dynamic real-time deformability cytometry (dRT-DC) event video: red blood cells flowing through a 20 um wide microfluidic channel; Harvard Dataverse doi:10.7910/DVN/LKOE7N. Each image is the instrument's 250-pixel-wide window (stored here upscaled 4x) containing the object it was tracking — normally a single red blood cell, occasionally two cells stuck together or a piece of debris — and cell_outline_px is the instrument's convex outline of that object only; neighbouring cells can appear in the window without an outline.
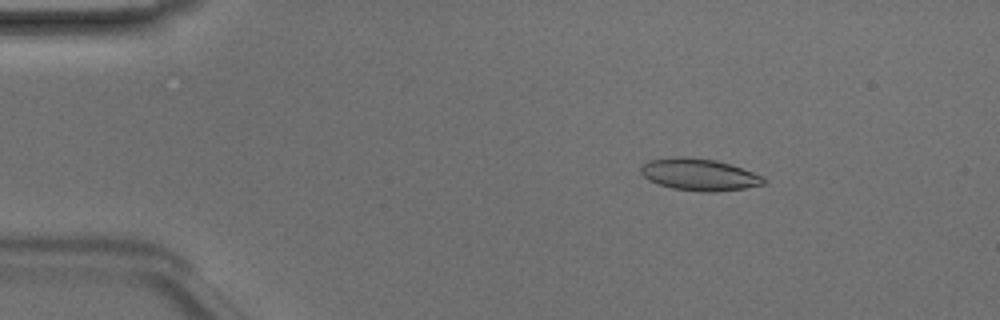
{"species": "Egyptian fruit bat (a non-hibernating species)", "species_latin": "Rousettus aegyptiacus", "temperature_condition": "room temperature", "stored_images_in_passage": 48, "camera_frame_rate_fps": 3000, "um_per_image_px": 0.085, "animal": {"sex": "male"}, "frame": {"image": 1, "passage_image": 8, "time_ms": 2.333, "image_size_px": [1000, 320], "cell_outline_px": [[764, 184], [744, 188], [716, 192], [704, 192], [672, 188], [648, 180], [640, 172], [640, 168], [648, 160], [672, 156], [688, 156], [716, 160], [764, 176]], "centroid_in_image_um": [59.39, 14.83], "position_along_channel_um": 25.6, "area_um2": 22.83}}
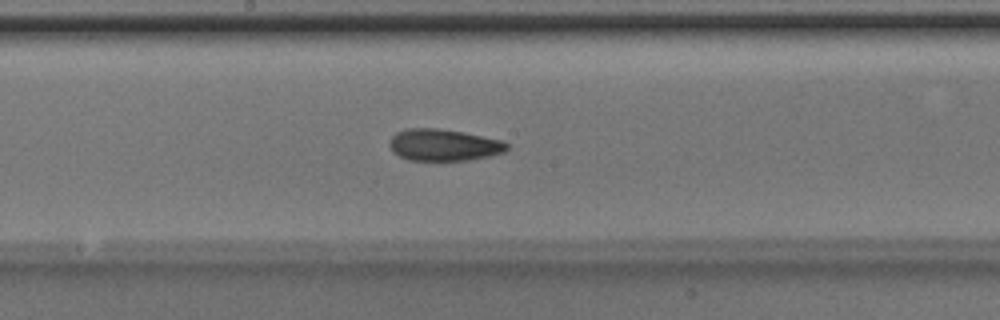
{"frame": {"image": 2, "passage_image": 26, "time_ms": 8.333, "image_size_px": [1000, 320], "cell_outline_px": [[508, 148], [504, 152], [488, 156], [468, 160], [408, 160], [392, 152], [388, 144], [392, 136], [396, 132], [404, 128], [436, 128], [464, 132], [500, 140], [508, 144]], "centroid_in_image_um": [37.66, 12.31], "position_along_channel_um": 210.5, "area_um2": 21.73}}
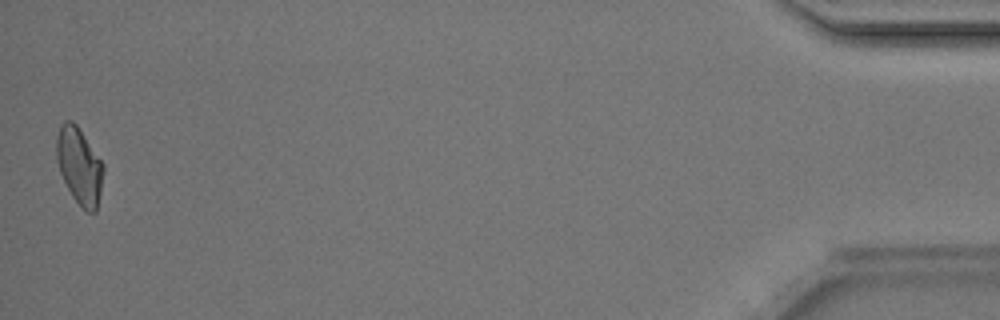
{"frame": {"image": 3, "passage_image": 48, "time_ms": 15.667, "image_size_px": [1000, 320], "cell_outline_px": [[104, 172], [96, 212], [88, 212], [72, 196], [60, 172], [56, 160], [56, 136], [60, 124], [64, 120], [72, 120], [76, 124], [104, 164]], "centroid_in_image_um": [6.73, 14.06], "position_along_channel_um": 428.5, "area_um2": 20.81}, "authors_computed_cell_mechanics": {"area_um2": 21.8195, "velocity_mm_per_s": 4.2241, "shape_relaxation_time_tau1_ms": 3.8738, "shape_relaxation_time_tau2_ms": 1.6258, "deformation_change_tau1": 0.1175, "deformation_change_tau2": 0.0641}}